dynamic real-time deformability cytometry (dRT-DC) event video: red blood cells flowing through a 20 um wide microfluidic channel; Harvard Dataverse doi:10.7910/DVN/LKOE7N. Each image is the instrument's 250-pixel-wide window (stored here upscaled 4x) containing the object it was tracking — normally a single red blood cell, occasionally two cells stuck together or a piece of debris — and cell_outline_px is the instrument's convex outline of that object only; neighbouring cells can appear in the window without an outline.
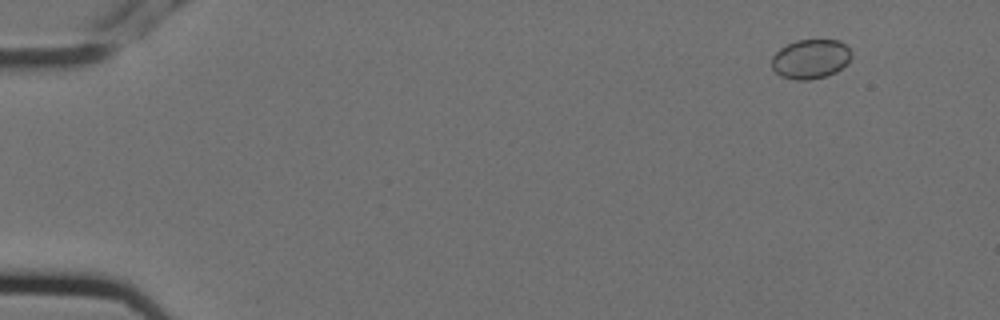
{"species": "Egyptian fruit bat (a non-hibernating species)", "species_latin": "Rousettus aegyptiacus", "temperature_condition": "cold", "stored_images_in_passage": 11, "camera_frame_rate_fps": 3000, "um_per_image_px": 0.085, "animal": {"sex": "female"}, "frame": {"image": 1, "passage_image": 2, "time_ms": 0.333, "image_size_px": [1000, 320], "cell_outline_px": [[852, 56], [848, 64], [836, 72], [824, 76], [808, 80], [796, 80], [780, 76], [772, 68], [772, 56], [780, 48], [796, 40], [840, 40], [852, 52]], "centroid_in_image_um": [68.91, 5.01], "position_along_channel_um": 16.1, "area_um2": 18.38}}
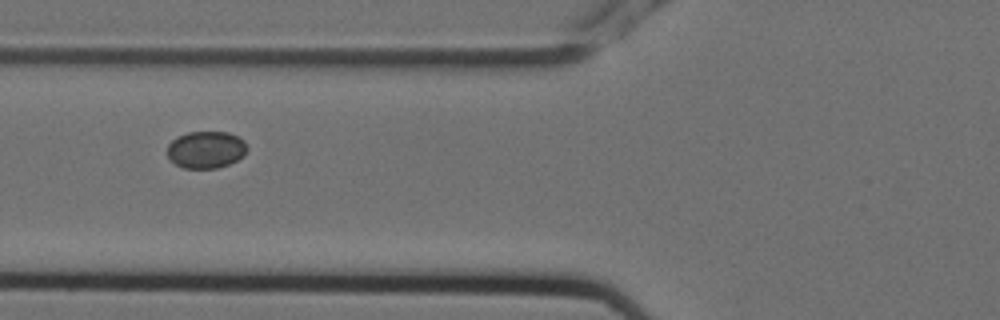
{"frame": {"image": 2, "passage_image": 7, "time_ms": 2.0, "image_size_px": [1000, 320], "cell_outline_px": [[248, 148], [244, 156], [228, 164], [216, 168], [184, 168], [176, 164], [168, 156], [168, 144], [176, 136], [188, 132], [228, 132], [244, 140]], "centroid_in_image_um": [17.52, 12.71], "position_along_channel_um": 108.3, "area_um2": 17.22}}
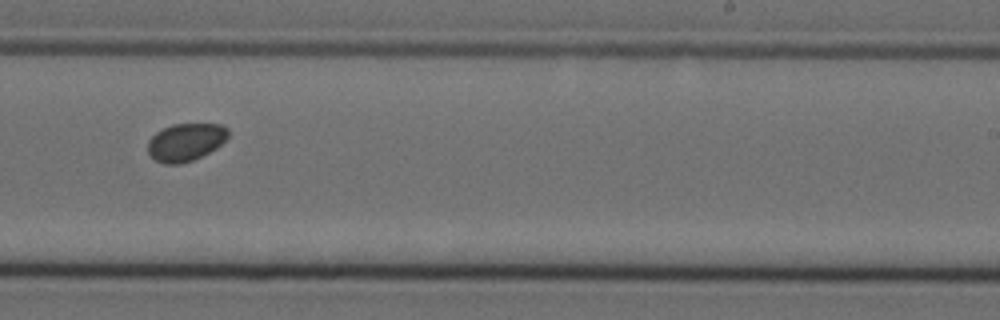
{"frame": {"image": 3, "passage_image": 11, "time_ms": 3.333, "image_size_px": [1000, 320], "cell_outline_px": [[228, 136], [216, 148], [192, 160], [180, 164], [164, 164], [156, 160], [148, 152], [148, 140], [156, 132], [172, 124], [220, 124], [228, 128]], "centroid_in_image_um": [15.76, 12.07], "position_along_channel_um": 273.2, "area_um2": 17.46}}